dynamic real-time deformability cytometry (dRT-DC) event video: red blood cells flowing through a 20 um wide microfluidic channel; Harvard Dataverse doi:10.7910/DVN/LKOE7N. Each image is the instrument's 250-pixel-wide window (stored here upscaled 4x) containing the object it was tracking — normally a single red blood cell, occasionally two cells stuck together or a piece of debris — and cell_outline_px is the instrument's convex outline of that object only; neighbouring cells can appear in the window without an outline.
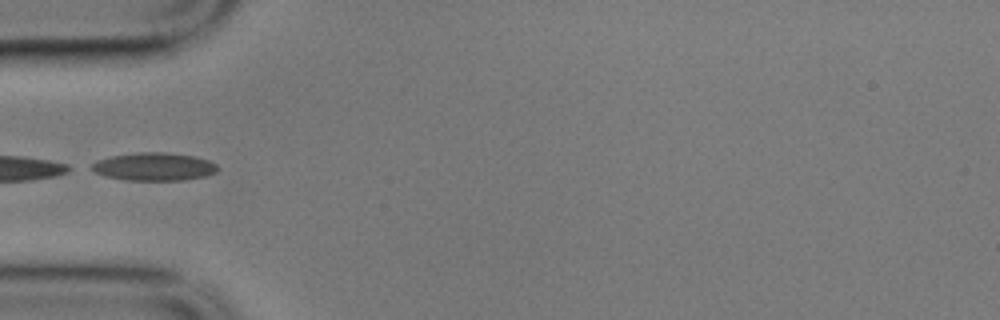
{"species": "common noctule bat (a hibernating species)", "species_latin": "Nyctalus noctula", "temperature_condition": "cold", "stored_images_in_passage": 16, "camera_frame_rate_fps": 3000, "um_per_image_px": 0.085, "animal": {"sex": "male", "body_mass_g": 17.9}, "frame": {"image": 1, "passage_image": 1, "time_ms": 0.0, "image_size_px": [1000, 320], "cell_outline_px": [[220, 168], [216, 172], [204, 176], [184, 180], [128, 180], [104, 176], [88, 168], [96, 160], [112, 156], [136, 152], [164, 152], [192, 156], [208, 160], [216, 164]], "centroid_in_image_um": [13.07, 14.16], "position_along_channel_um": 71.9, "area_um2": 20.52}}